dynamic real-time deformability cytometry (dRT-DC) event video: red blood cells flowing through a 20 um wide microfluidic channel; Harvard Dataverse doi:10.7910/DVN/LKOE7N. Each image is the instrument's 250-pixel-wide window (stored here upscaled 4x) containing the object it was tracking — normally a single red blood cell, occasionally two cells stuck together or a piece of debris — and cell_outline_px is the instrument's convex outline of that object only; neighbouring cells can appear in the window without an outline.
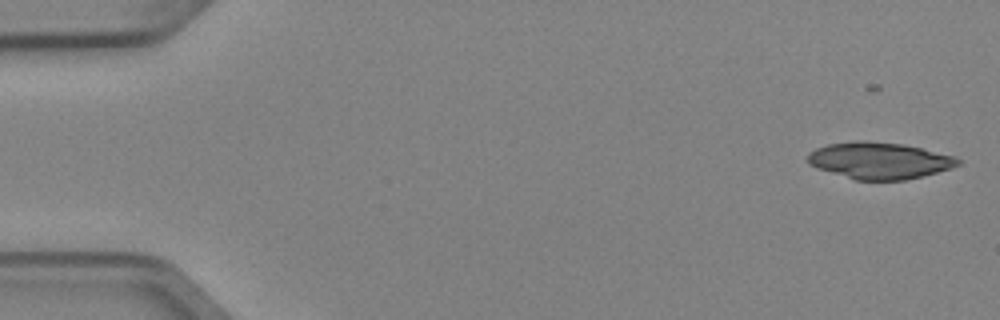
{"species": "Egyptian fruit bat (a non-hibernating species)", "species_latin": "Rousettus aegyptiacus", "temperature_condition": "cold", "stored_images_in_passage": 5, "camera_frame_rate_fps": 3000, "um_per_image_px": 0.085, "animal": {"sex": "female"}, "frame": {"image": 1, "passage_image": 1, "time_ms": 0.0, "image_size_px": [1000, 320], "cell_outline_px": [[960, 164], [952, 168], [904, 180], [856, 180], [808, 164], [808, 152], [816, 148], [828, 144], [856, 140], [860, 140], [904, 144], [956, 156], [960, 160]], "centroid_in_image_um": [74.76, 13.63], "position_along_channel_um": 10.2, "area_um2": 31.85}}